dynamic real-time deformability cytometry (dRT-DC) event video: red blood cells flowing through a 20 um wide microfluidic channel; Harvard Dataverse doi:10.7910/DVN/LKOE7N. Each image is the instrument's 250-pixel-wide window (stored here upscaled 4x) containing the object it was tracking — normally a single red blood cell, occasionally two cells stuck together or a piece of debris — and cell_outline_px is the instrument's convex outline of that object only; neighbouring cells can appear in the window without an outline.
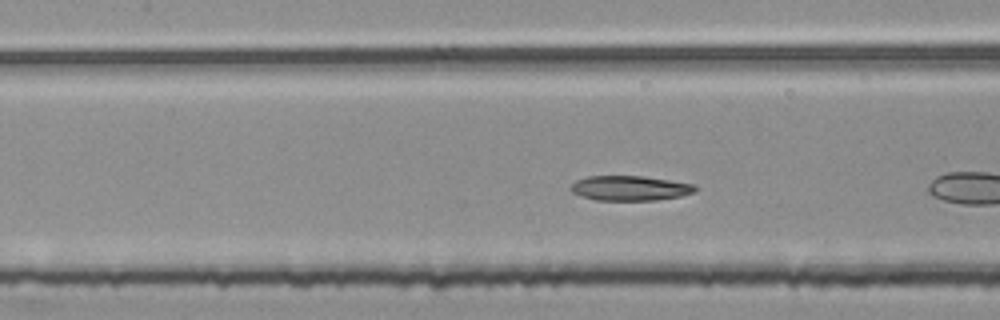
{"species": "common noctule bat (a hibernating species)", "species_latin": "Nyctalus noctula", "temperature_condition": "room temperature", "stored_images_in_passage": 15, "camera_frame_rate_fps": 3000, "um_per_image_px": 0.085, "animal": {"sex": "female", "body_mass_g": 25.1}, "frame": {"image": 1, "passage_image": 7, "time_ms": 2.0, "image_size_px": [1000, 320], "cell_outline_px": [[700, 188], [696, 192], [680, 196], [656, 200], [596, 200], [572, 192], [568, 188], [576, 180], [588, 176], [640, 176], [696, 184]], "centroid_in_image_um": [53.59, 15.99], "position_along_channel_um": 153.8, "area_um2": 18.03}}
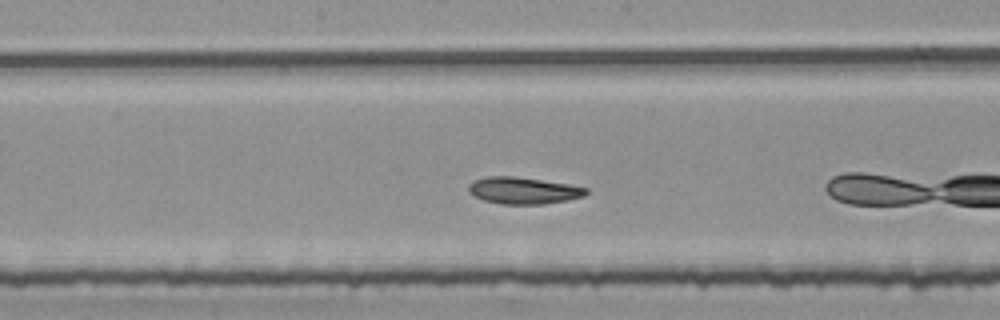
{"frame": {"image": 2, "passage_image": 11, "time_ms": 3.333, "image_size_px": [1000, 320], "cell_outline_px": [[588, 192], [584, 196], [568, 200], [544, 204], [500, 204], [484, 200], [472, 196], [468, 192], [468, 184], [476, 180], [488, 176], [512, 176], [568, 184], [588, 188]], "centroid_in_image_um": [44.46, 16.2], "position_along_channel_um": 203.7, "area_um2": 18.32}}